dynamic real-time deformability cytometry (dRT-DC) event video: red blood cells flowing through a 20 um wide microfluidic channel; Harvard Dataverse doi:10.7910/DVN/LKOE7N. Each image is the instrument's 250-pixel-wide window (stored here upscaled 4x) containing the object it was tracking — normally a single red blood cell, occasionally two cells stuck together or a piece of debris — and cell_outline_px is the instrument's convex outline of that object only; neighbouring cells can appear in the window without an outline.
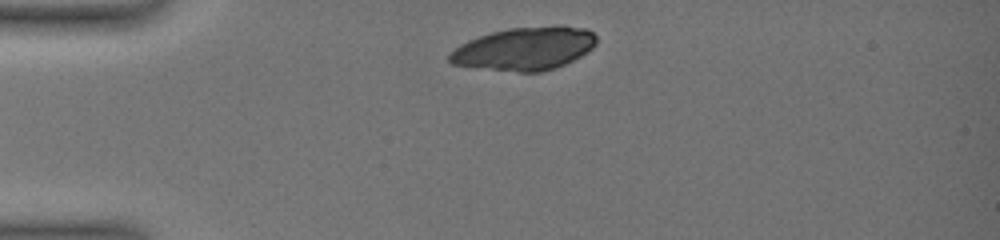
{"species": "common noctule bat (a hibernating species)", "species_latin": "Nyctalus noctula", "temperature_condition": "warm", "stored_images_in_passage": 4, "camera_frame_rate_fps": 3000, "um_per_image_px": 0.085, "animal": {"sex": "female", "body_mass_g": 19.0, "forearm_length_mm": 51.5}, "frame": {"image": 1, "passage_image": 1, "time_ms": 0.0, "image_size_px": [1000, 240], "cell_outline_px": [[596, 44], [592, 48], [580, 56], [556, 68], [540, 72], [520, 72], [472, 68], [452, 64], [448, 60], [448, 56], [460, 44], [468, 40], [492, 32], [508, 28], [556, 24], [564, 24], [588, 28], [596, 36]], "centroid_in_image_um": [44.61, 4.11], "position_along_channel_um": 40.4, "area_um2": 37.45}}